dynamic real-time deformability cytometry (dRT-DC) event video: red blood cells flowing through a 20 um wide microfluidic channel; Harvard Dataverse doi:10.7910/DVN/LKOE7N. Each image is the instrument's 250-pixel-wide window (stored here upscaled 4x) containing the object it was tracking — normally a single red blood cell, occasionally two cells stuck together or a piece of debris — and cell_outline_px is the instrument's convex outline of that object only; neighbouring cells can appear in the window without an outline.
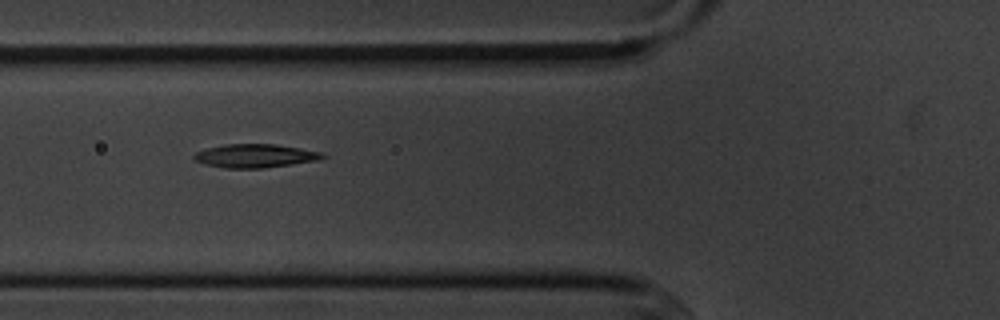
{"species": "common noctule bat (a hibernating species)", "species_latin": "Nyctalus noctula", "temperature_condition": "cold", "stored_images_in_passage": 6, "camera_frame_rate_fps": 3000, "um_per_image_px": 0.085, "animal": {"sex": "male", "body_mass_g": 20.1, "forearm_length_mm": 53.5}, "frame": {"image": 1, "passage_image": 5, "time_ms": 4.333, "image_size_px": [1000, 320], "cell_outline_px": [[328, 156], [320, 160], [264, 168], [224, 168], [204, 164], [196, 160], [192, 156], [196, 152], [204, 148], [224, 144], [276, 144], [324, 152]], "centroid_in_image_um": [21.71, 13.24], "position_along_channel_um": 104.1, "area_um2": 17.86}}
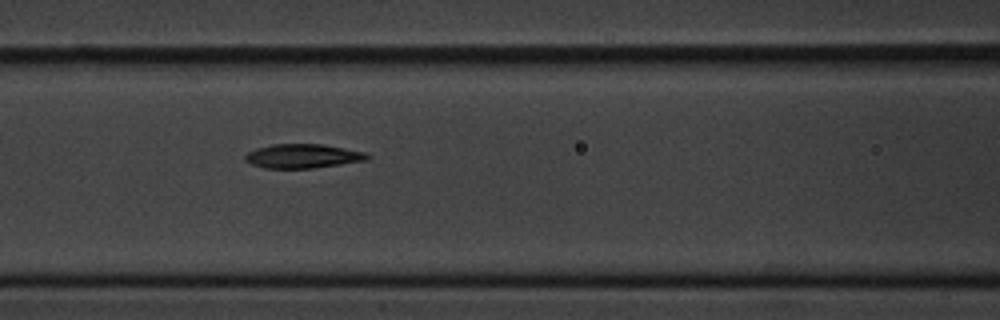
{"frame": {"image": 2, "passage_image": 6, "time_ms": 5.333, "image_size_px": [1000, 320], "cell_outline_px": [[372, 156], [368, 160], [312, 168], [264, 168], [252, 164], [244, 160], [244, 156], [248, 152], [256, 148], [272, 144], [324, 144], [364, 152]], "centroid_in_image_um": [25.73, 13.26], "position_along_channel_um": 140.9, "area_um2": 17.17}}